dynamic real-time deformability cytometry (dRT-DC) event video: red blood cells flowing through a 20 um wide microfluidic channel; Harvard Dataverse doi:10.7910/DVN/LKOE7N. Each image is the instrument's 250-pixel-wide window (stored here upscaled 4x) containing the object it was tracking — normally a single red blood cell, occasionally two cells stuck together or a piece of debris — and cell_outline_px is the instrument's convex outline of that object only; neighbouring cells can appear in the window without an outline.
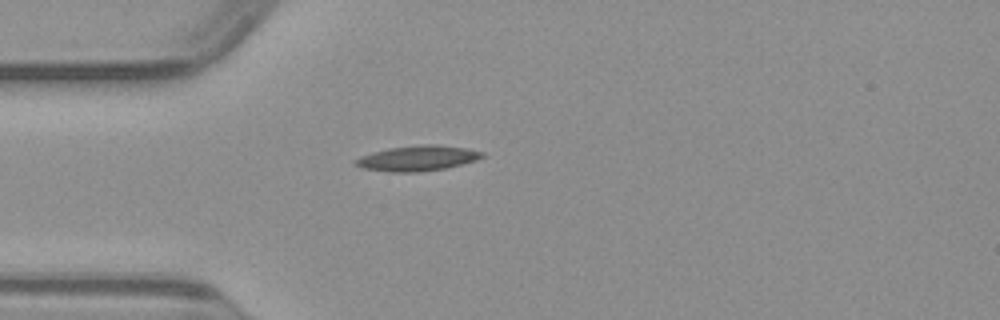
{"species": "common noctule bat (a hibernating species)", "species_latin": "Nyctalus noctula", "temperature_condition": "warm", "stored_images_in_passage": 37, "camera_frame_rate_fps": 3000, "um_per_image_px": 0.085, "animal": {"sex": "male", "body_mass_g": 23.1, "forearm_length_mm": 52.7}, "frame": {"image": 1, "passage_image": 1, "time_ms": 0.0, "image_size_px": [1000, 320], "cell_outline_px": [[484, 156], [476, 160], [444, 168], [420, 172], [392, 172], [364, 168], [352, 164], [352, 160], [360, 156], [372, 152], [388, 148], [420, 144], [436, 144], [468, 148], [484, 152]], "centroid_in_image_um": [35.45, 13.44], "position_along_channel_um": 49.5, "area_um2": 18.79}}
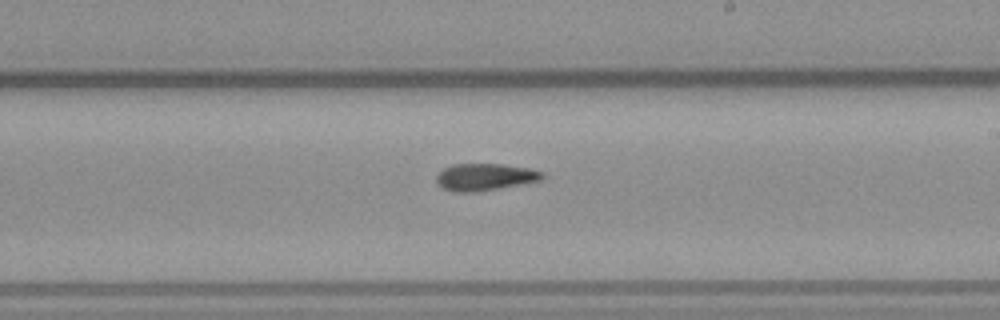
{"frame": {"image": 2, "passage_image": 16, "time_ms": 5.0, "image_size_px": [1000, 320], "cell_outline_px": [[544, 176], [540, 180], [520, 184], [476, 192], [456, 192], [444, 188], [436, 180], [436, 176], [444, 168], [452, 164], [504, 164], [532, 168], [544, 172]], "centroid_in_image_um": [41.25, 15.03], "position_along_channel_um": 247.8, "area_um2": 16.59}}
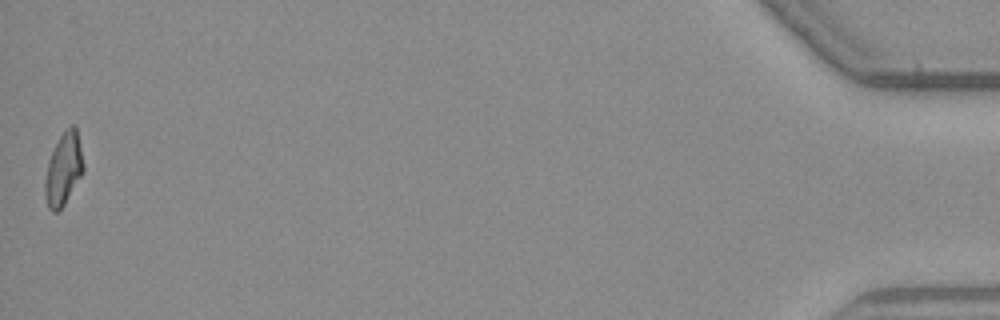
{"frame": {"image": 3, "passage_image": 37, "time_ms": 12.0, "image_size_px": [1000, 320], "cell_outline_px": [[84, 172], [64, 204], [56, 212], [52, 212], [48, 208], [44, 192], [44, 180], [48, 160], [60, 136], [72, 124], [76, 128], [84, 164]], "centroid_in_image_um": [5.39, 14.41], "position_along_channel_um": 429.8, "area_um2": 16.07}}